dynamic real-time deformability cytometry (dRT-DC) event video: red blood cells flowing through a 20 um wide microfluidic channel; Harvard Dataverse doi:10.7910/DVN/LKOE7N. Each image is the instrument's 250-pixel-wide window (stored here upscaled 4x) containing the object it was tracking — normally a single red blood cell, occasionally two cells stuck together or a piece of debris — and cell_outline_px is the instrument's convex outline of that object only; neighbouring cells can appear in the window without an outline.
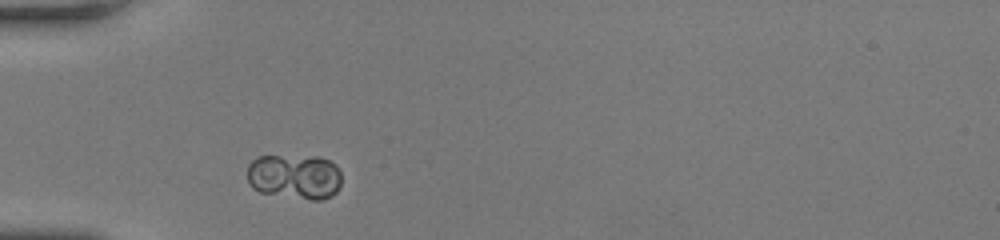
{"species": "human", "species_latin": "Homo sapiens", "temperature_condition": "room temperature", "stored_images_in_passage": 33, "camera_frame_rate_fps": 3000, "um_per_image_px": 0.085, "donor": {"sex": "female"}, "frame": {"image": 1, "passage_image": 3, "time_ms": 0.667, "image_size_px": [1000, 240], "cell_outline_px": [[340, 188], [332, 196], [320, 200], [312, 200], [260, 192], [252, 188], [248, 184], [248, 164], [256, 156], [320, 156], [336, 164], [340, 172]], "centroid_in_image_um": [25.05, 15.0], "position_along_channel_um": 60.0, "area_um2": 25.09}}
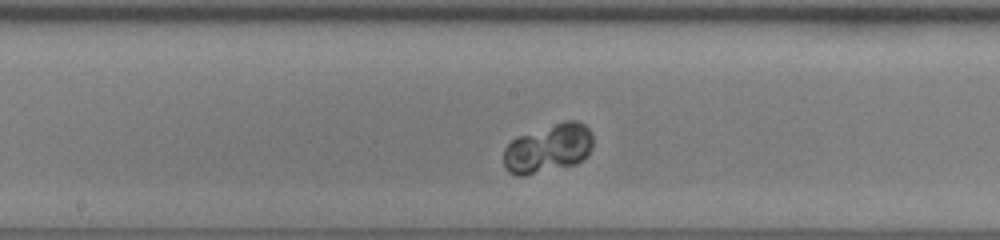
{"frame": {"image": 2, "passage_image": 15, "time_ms": 4.667, "image_size_px": [1000, 240], "cell_outline_px": [[592, 148], [588, 156], [576, 164], [524, 176], [516, 176], [508, 172], [504, 164], [504, 148], [516, 136], [564, 120], [576, 120], [584, 124], [592, 132]], "centroid_in_image_um": [46.61, 12.61], "position_along_channel_um": 201.6, "area_um2": 25.66}}
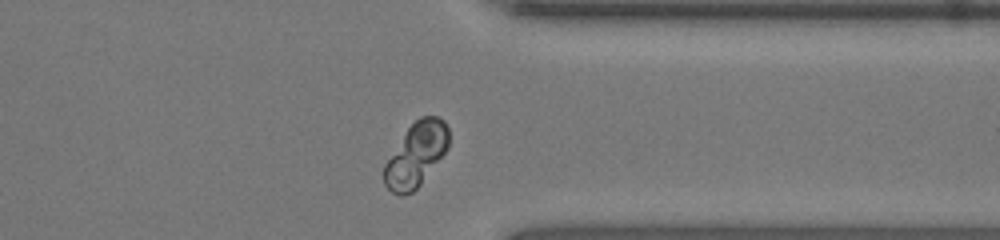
{"frame": {"image": 3, "passage_image": 29, "time_ms": 9.333, "image_size_px": [1000, 240], "cell_outline_px": [[448, 148], [420, 184], [412, 192], [400, 196], [392, 192], [384, 184], [384, 164], [408, 128], [420, 116], [436, 116], [444, 120], [448, 128]], "centroid_in_image_um": [35.36, 13.14], "position_along_channel_um": 376.0, "area_um2": 23.64}, "authors_computed_cell_mechanics": {"area_um2": 24.5072, "velocity_mm_per_s": 3.7607, "shape_relaxation_time_tau1_ms": 2.4152, "shape_relaxation_time_tau2_ms": null, "deformation_change_tau1": 0.036, "deformation_change_tau2": null}}